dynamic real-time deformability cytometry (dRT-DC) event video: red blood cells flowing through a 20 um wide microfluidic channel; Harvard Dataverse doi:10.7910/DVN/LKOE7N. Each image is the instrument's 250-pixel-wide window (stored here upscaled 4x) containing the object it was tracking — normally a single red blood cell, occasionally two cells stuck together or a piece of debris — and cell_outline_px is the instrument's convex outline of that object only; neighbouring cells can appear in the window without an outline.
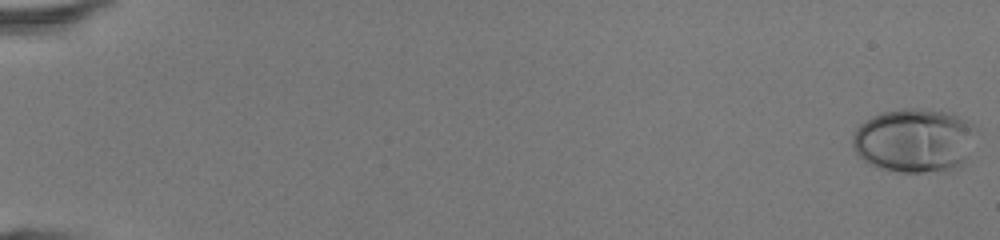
{"species": "human", "species_latin": "Homo sapiens", "temperature_condition": "room temperature", "stored_images_in_passage": 49, "camera_frame_rate_fps": 3000, "um_per_image_px": 0.085, "donor": {"sex": "female"}, "frame": {"image": 1, "passage_image": 1, "time_ms": 0.0, "image_size_px": [1000, 240], "cell_outline_px": [[980, 132], [964, 168], [948, 172], [900, 172], [876, 168], [868, 164], [852, 148], [852, 136], [856, 128], [864, 120], [880, 112], [904, 108], [920, 108], [952, 112], [972, 124]], "centroid_in_image_um": [77.81, 11.96], "position_along_channel_um": 7.2, "area_um2": 47.92}}
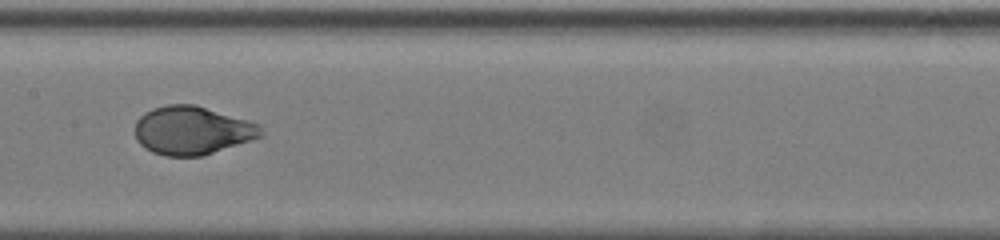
{"frame": {"image": 2, "passage_image": 27, "time_ms": 8.667, "image_size_px": [1000, 240], "cell_outline_px": [[264, 136], [252, 140], [200, 156], [164, 156], [152, 152], [144, 148], [136, 140], [136, 120], [144, 112], [152, 108], [168, 104], [192, 104], [248, 120], [260, 124], [264, 132]], "centroid_in_image_um": [16.33, 11.09], "position_along_channel_um": 191.1, "area_um2": 35.55}}
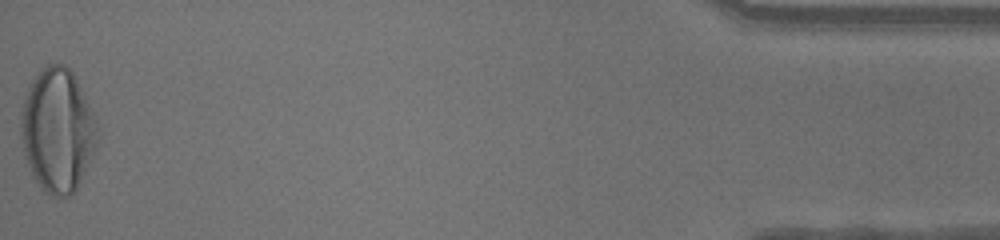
{"frame": {"image": 3, "passage_image": 49, "time_ms": 16.0, "image_size_px": [1000, 240], "cell_outline_px": [[100, 128], [96, 144], [76, 192], [72, 196], [48, 196], [40, 188], [32, 176], [24, 156], [20, 136], [20, 112], [28, 88], [32, 80], [40, 68], [48, 64], [64, 64], [72, 72], [96, 112]], "centroid_in_image_um": [4.9, 11.08], "position_along_channel_um": 430.3, "area_um2": 56.18}, "authors_computed_cell_mechanics": {"area_um2": 37.3388, "velocity_mm_per_s": 4.3816, "shape_relaxation_time_tau1_ms": 3.7338, "shape_relaxation_time_tau2_ms": null, "deformation_change_tau1": 0.2016, "deformation_change_tau2": null}}